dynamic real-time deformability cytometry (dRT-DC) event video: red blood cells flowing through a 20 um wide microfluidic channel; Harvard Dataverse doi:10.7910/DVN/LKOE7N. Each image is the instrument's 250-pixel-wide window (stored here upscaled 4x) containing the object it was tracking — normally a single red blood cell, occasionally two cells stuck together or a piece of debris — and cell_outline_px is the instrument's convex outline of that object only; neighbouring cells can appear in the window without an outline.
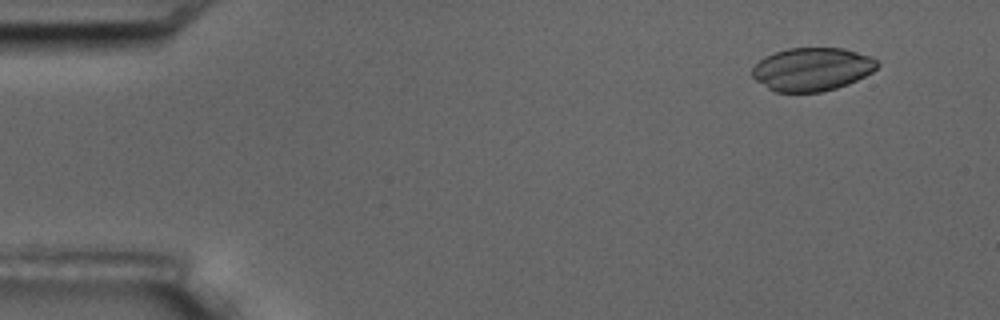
{"species": "common noctule bat (a hibernating species)", "species_latin": "Nyctalus noctula", "temperature_condition": "room temperature", "stored_images_in_passage": 10, "camera_frame_rate_fps": 3000, "um_per_image_px": 0.085, "animal": {"sex": "male", "body_mass_g": 17.5, "forearm_length_mm": 52.3}, "frame": {"image": 1, "passage_image": 1, "time_ms": 0.0, "image_size_px": [1000, 320], "cell_outline_px": [[880, 64], [872, 72], [848, 84], [836, 88], [820, 92], [776, 92], [768, 88], [756, 80], [752, 76], [752, 68], [764, 56], [788, 48], [844, 48], [868, 56], [876, 60]], "centroid_in_image_um": [69.01, 5.88], "position_along_channel_um": 16.0, "area_um2": 31.33}}